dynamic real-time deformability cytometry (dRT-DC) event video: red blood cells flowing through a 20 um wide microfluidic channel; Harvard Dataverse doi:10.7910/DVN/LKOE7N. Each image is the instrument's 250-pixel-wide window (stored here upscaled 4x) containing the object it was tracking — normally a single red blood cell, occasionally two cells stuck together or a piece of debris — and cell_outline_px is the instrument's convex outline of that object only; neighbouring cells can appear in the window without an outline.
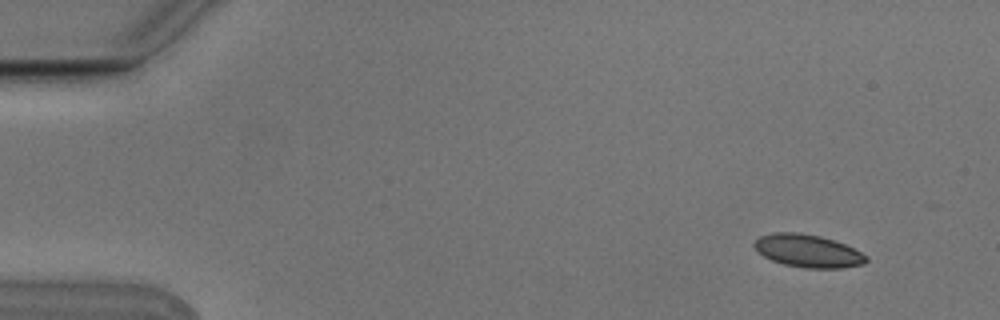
{"species": "Egyptian fruit bat (a non-hibernating species)", "species_latin": "Rousettus aegyptiacus", "temperature_condition": "cold", "stored_images_in_passage": 6, "camera_frame_rate_fps": 3000, "um_per_image_px": 0.085, "animal": {"sex": "male"}, "frame": {"image": 1, "passage_image": 1, "time_ms": 0.0, "image_size_px": [1000, 320], "cell_outline_px": [[868, 260], [864, 264], [844, 268], [804, 268], [784, 264], [772, 260], [764, 256], [752, 244], [760, 236], [772, 232], [800, 232], [820, 236], [844, 244], [868, 256]], "centroid_in_image_um": [68.68, 21.33], "position_along_channel_um": 16.3, "area_um2": 21.33}}
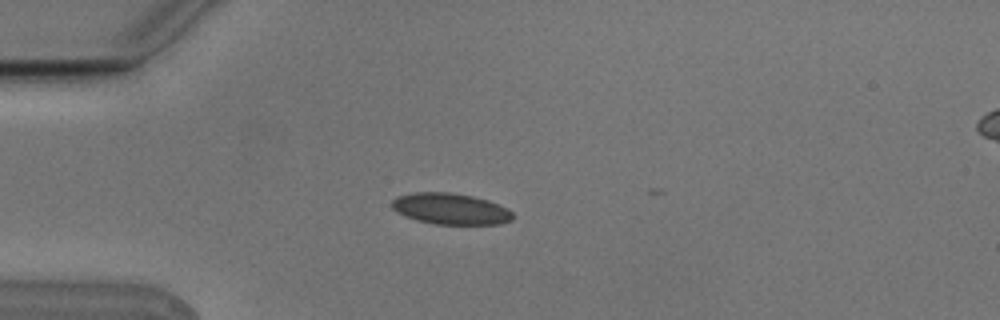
{"frame": {"image": 2, "passage_image": 4, "time_ms": 1.0, "image_size_px": [1000, 320], "cell_outline_px": [[512, 220], [500, 224], [436, 224], [416, 220], [404, 216], [396, 212], [392, 208], [392, 200], [396, 196], [412, 192], [448, 192], [472, 196], [488, 200], [508, 208], [512, 212]], "centroid_in_image_um": [38.27, 17.74], "position_along_channel_um": 46.7, "area_um2": 22.08}}